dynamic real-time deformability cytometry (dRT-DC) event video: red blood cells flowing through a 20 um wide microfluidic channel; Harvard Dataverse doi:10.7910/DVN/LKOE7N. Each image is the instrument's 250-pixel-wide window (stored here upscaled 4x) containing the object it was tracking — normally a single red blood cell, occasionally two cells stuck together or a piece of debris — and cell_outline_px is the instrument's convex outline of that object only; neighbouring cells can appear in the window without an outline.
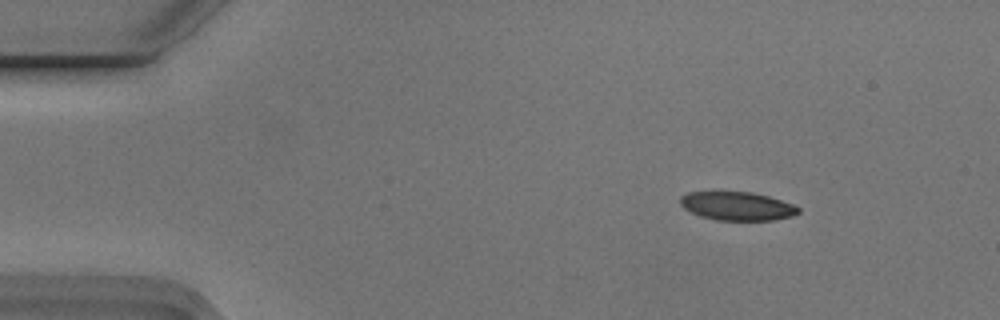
{"species": "Egyptian fruit bat (a non-hibernating species)", "species_latin": "Rousettus aegyptiacus", "temperature_condition": "cold", "stored_images_in_passage": 5, "camera_frame_rate_fps": 3000, "um_per_image_px": 0.085, "animal": {"sex": "male"}, "frame": {"image": 1, "passage_image": 3, "time_ms": 0.667, "image_size_px": [1000, 320], "cell_outline_px": [[800, 212], [792, 216], [772, 220], [716, 220], [700, 216], [684, 208], [680, 204], [680, 196], [688, 192], [712, 188], [720, 188], [752, 192], [768, 196], [792, 204], [800, 208]], "centroid_in_image_um": [62.57, 17.45], "position_along_channel_um": 22.4, "area_um2": 20.58}}